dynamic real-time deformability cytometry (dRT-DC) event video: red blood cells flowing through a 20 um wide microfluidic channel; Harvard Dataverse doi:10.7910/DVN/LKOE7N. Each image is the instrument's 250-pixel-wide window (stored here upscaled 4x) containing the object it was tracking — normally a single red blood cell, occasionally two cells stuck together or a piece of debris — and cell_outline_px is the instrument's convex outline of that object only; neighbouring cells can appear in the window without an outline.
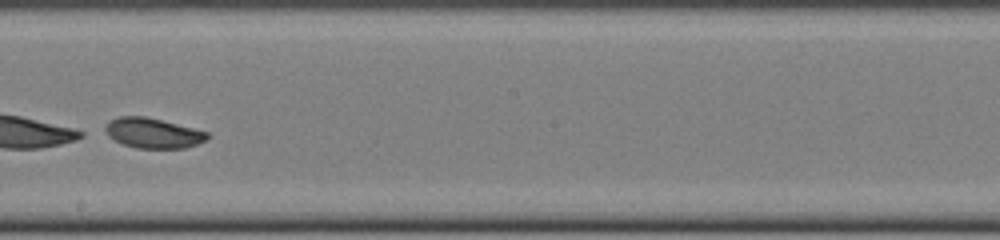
{"species": "common noctule bat (a hibernating species)", "species_latin": "Nyctalus noctula", "temperature_condition": "cold", "stored_images_in_passage": 43, "camera_frame_rate_fps": 3000, "um_per_image_px": 0.085, "animal": {"sex": "female", "body_mass_g": 22.0, "forearm_length_mm": 56.7}, "frame": {"image": 1, "passage_image": 22, "time_ms": 7.0, "image_size_px": [1000, 240], "cell_outline_px": [[208, 136], [204, 140], [196, 144], [184, 148], [136, 148], [124, 144], [108, 136], [104, 128], [108, 120], [120, 116], [144, 116], [208, 132]], "centroid_in_image_um": [12.95, 11.31], "position_along_channel_um": 235.2, "area_um2": 17.57}}
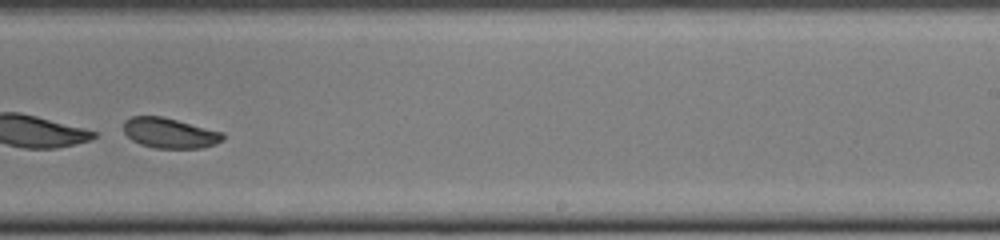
{"frame": {"image": 2, "passage_image": 25, "time_ms": 8.0, "image_size_px": [1000, 240], "cell_outline_px": [[224, 140], [216, 144], [204, 148], [156, 148], [140, 144], [132, 140], [124, 132], [124, 120], [132, 116], [160, 116], [224, 132]], "centroid_in_image_um": [14.44, 11.31], "position_along_channel_um": 274.6, "area_um2": 17.51}}
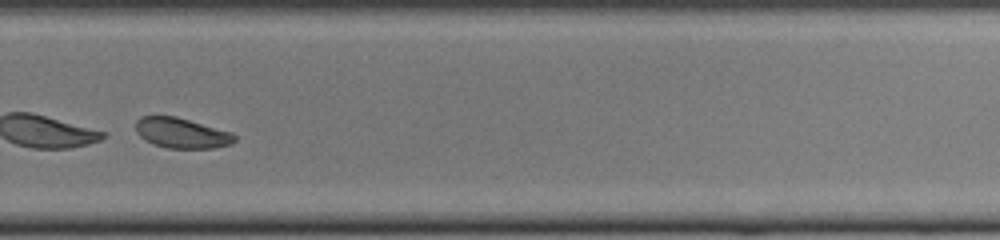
{"frame": {"image": 3, "passage_image": 28, "time_ms": 9.0, "image_size_px": [1000, 240], "cell_outline_px": [[236, 140], [232, 144], [212, 148], [168, 148], [152, 144], [144, 140], [136, 132], [136, 120], [140, 116], [176, 116], [232, 132], [236, 136]], "centroid_in_image_um": [15.43, 11.31], "position_along_channel_um": 314.4, "area_um2": 17.57}}